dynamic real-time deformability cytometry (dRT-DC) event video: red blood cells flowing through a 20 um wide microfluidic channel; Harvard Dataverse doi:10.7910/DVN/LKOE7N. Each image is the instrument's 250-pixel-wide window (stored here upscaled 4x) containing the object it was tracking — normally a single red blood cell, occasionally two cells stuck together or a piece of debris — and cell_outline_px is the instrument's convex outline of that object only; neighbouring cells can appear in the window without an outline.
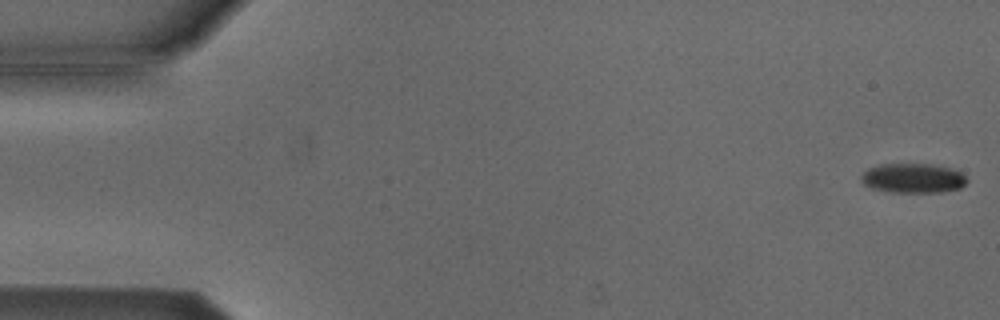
{"species": "Egyptian fruit bat (a non-hibernating species)", "species_latin": "Rousettus aegyptiacus", "temperature_condition": "cold", "stored_images_in_passage": 53, "camera_frame_rate_fps": 3000, "um_per_image_px": 0.085, "animal": {"sex": "male"}, "frame": {"image": 1, "passage_image": 1, "time_ms": 0.0, "image_size_px": [1000, 320], "cell_outline_px": [[968, 180], [960, 188], [940, 192], [892, 192], [872, 188], [864, 184], [860, 180], [860, 176], [868, 168], [876, 164], [932, 164], [952, 168], [960, 172]], "centroid_in_image_um": [77.58, 15.13], "position_along_channel_um": 7.4, "area_um2": 18.26}}
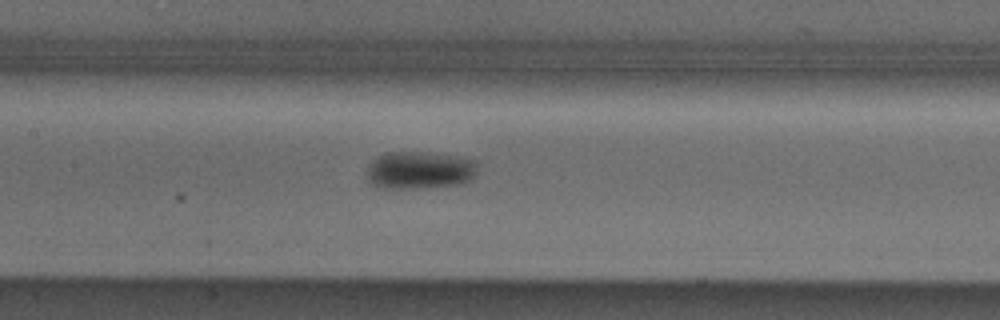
{"frame": {"image": 2, "passage_image": 25, "time_ms": 8.0, "image_size_px": [1000, 320], "cell_outline_px": [[476, 172], [472, 180], [460, 184], [424, 188], [380, 188], [372, 184], [368, 180], [368, 168], [372, 160], [388, 152], [424, 152], [460, 156], [476, 160]], "centroid_in_image_um": [35.7, 14.47], "position_along_channel_um": 171.7, "area_um2": 24.39}}
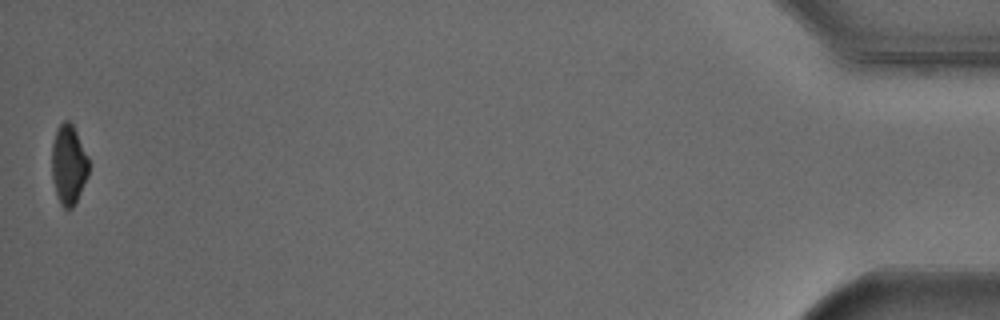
{"frame": {"image": 3, "passage_image": 53, "time_ms": 17.333, "image_size_px": [1000, 320], "cell_outline_px": [[88, 176], [72, 208], [64, 208], [60, 204], [56, 192], [52, 176], [52, 144], [56, 128], [64, 120], [68, 120], [72, 124], [88, 156]], "centroid_in_image_um": [5.82, 13.96], "position_along_channel_um": 429.4, "area_um2": 16.94}, "authors_computed_cell_mechanics": {"area_um2": 20.4034, "velocity_mm_per_s": 3.8341, "shape_relaxation_time_tau1_ms": 3.9088, "shape_relaxation_time_tau2_ms": null, "deformation_change_tau1": 0.0713, "deformation_change_tau2": null}}